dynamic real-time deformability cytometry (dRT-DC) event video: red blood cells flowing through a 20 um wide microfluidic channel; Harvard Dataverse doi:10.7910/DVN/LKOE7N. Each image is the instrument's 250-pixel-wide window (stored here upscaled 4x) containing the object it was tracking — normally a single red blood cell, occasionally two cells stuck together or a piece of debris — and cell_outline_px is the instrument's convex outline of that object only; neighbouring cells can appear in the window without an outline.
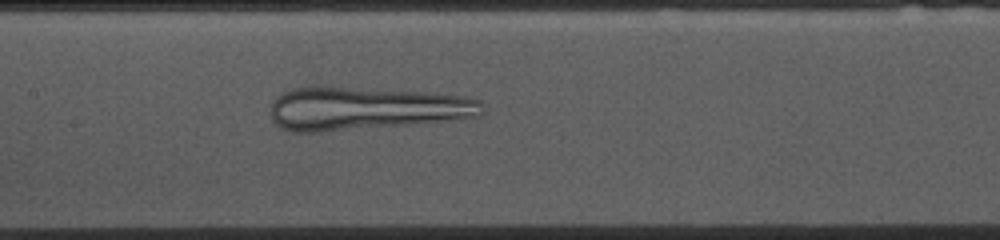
{"species": "common noctule bat (a hibernating species)", "species_latin": "Nyctalus noctula", "temperature_condition": "cold", "stored_images_in_passage": 41, "camera_frame_rate_fps": 3000, "um_per_image_px": 0.085, "animal": {"sex": "female", "body_mass_g": 10.0, "forearm_length_mm": 53.1}, "frame": {"image": 1, "passage_image": 12, "time_ms": 3.667, "image_size_px": [1000, 240], "cell_outline_px": [[484, 112], [480, 116], [460, 120], [320, 132], [292, 132], [280, 128], [272, 120], [272, 100], [276, 96], [292, 88], [308, 84], [320, 84], [428, 92], [468, 96], [480, 100], [484, 104]], "centroid_in_image_um": [31.1, 9.19], "position_along_channel_um": 176.3, "area_um2": 54.97}}
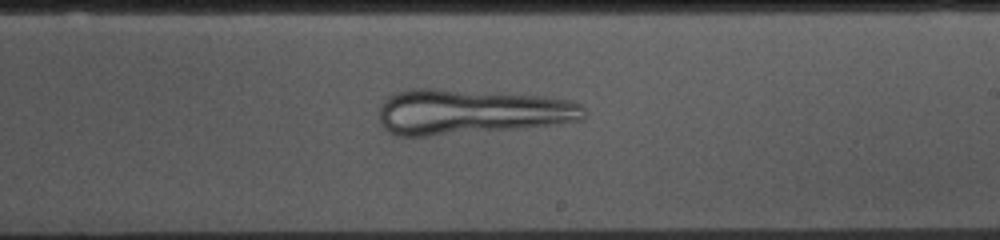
{"frame": {"image": 2, "passage_image": 18, "time_ms": 5.667, "image_size_px": [1000, 240], "cell_outline_px": [[588, 112], [584, 120], [556, 124], [520, 128], [428, 136], [396, 136], [388, 132], [380, 124], [380, 104], [388, 96], [396, 92], [408, 88], [432, 88], [544, 96], [572, 100], [580, 104]], "centroid_in_image_um": [40.04, 9.5], "position_along_channel_um": 249.0, "area_um2": 54.45}}
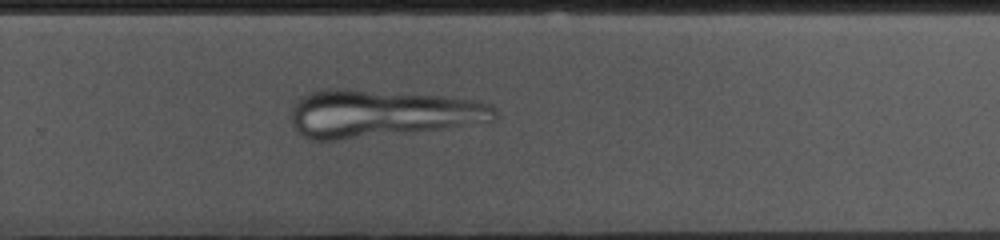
{"frame": {"image": 3, "passage_image": 22, "time_ms": 7.0, "image_size_px": [1000, 240], "cell_outline_px": [[496, 120], [444, 128], [336, 140], [316, 140], [304, 136], [292, 124], [292, 108], [296, 100], [300, 96], [312, 92], [328, 88], [344, 88], [444, 96], [472, 100], [492, 104], [496, 108]], "centroid_in_image_um": [32.41, 9.62], "position_along_channel_um": 297.4, "area_um2": 55.95}}